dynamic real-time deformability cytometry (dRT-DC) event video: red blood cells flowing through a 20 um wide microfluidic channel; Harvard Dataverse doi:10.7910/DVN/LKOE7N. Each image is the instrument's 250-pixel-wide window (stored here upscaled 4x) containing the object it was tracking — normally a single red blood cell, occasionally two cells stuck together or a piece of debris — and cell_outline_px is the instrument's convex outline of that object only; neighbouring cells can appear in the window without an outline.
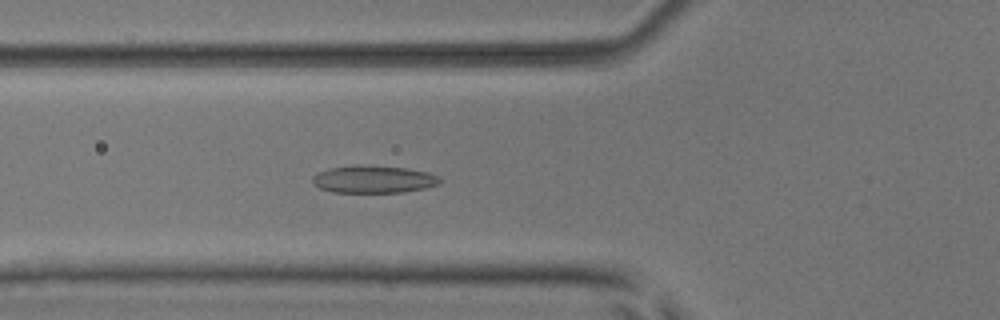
{"species": "common noctule bat (a hibernating species)", "species_latin": "Nyctalus noctula", "temperature_condition": "room temperature", "stored_images_in_passage": 51, "camera_frame_rate_fps": 3000, "um_per_image_px": 0.085, "animal": {"sex": "male", "body_mass_g": 17.9, "forearm_length_mm": 54.2}, "frame": {"image": 1, "passage_image": 19, "time_ms": 6.0, "image_size_px": [1000, 320], "cell_outline_px": [[440, 184], [428, 188], [404, 192], [332, 192], [320, 188], [312, 184], [312, 176], [316, 172], [332, 168], [356, 164], [404, 168], [428, 172], [440, 176]], "centroid_in_image_um": [31.75, 15.24], "position_along_channel_um": 94.0, "area_um2": 20.58}}
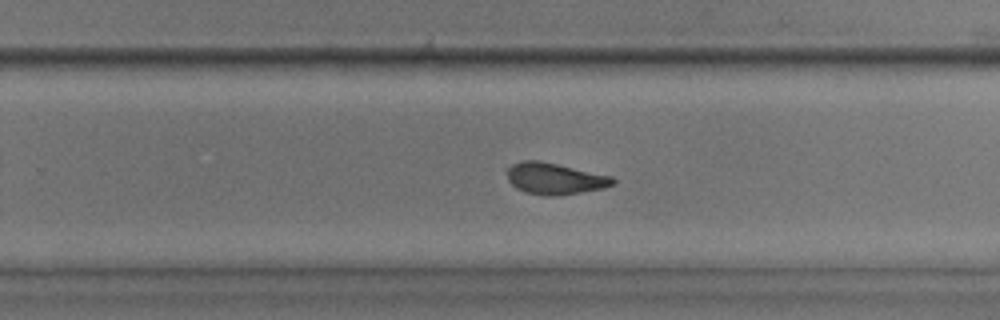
{"frame": {"image": 2, "passage_image": 33, "time_ms": 10.667, "image_size_px": [1000, 320], "cell_outline_px": [[616, 184], [604, 188], [556, 196], [548, 196], [524, 192], [516, 188], [508, 180], [508, 168], [512, 164], [524, 160], [540, 160], [612, 176], [616, 180]], "centroid_in_image_um": [47.17, 15.18], "position_along_channel_um": 282.6, "area_um2": 19.42}}
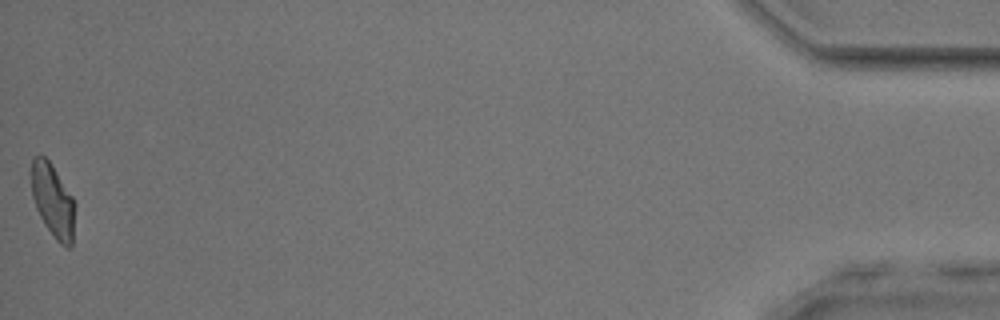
{"frame": {"image": 3, "passage_image": 51, "time_ms": 16.667, "image_size_px": [1000, 320], "cell_outline_px": [[76, 204], [72, 244], [68, 248], [60, 244], [56, 240], [44, 224], [36, 208], [32, 196], [28, 172], [32, 156], [44, 156], [52, 164], [72, 196]], "centroid_in_image_um": [4.46, 17.0], "position_along_channel_um": 430.7, "area_um2": 19.25}, "authors_computed_cell_mechanics": {"area_um2": 19.8254, "velocity_mm_per_s": 4.052, "shape_relaxation_time_tau1_ms": 6.6371, "shape_relaxation_time_tau2_ms": 1.4608, "deformation_change_tau1": 0.1717, "deformation_change_tau2": 0.0718}}